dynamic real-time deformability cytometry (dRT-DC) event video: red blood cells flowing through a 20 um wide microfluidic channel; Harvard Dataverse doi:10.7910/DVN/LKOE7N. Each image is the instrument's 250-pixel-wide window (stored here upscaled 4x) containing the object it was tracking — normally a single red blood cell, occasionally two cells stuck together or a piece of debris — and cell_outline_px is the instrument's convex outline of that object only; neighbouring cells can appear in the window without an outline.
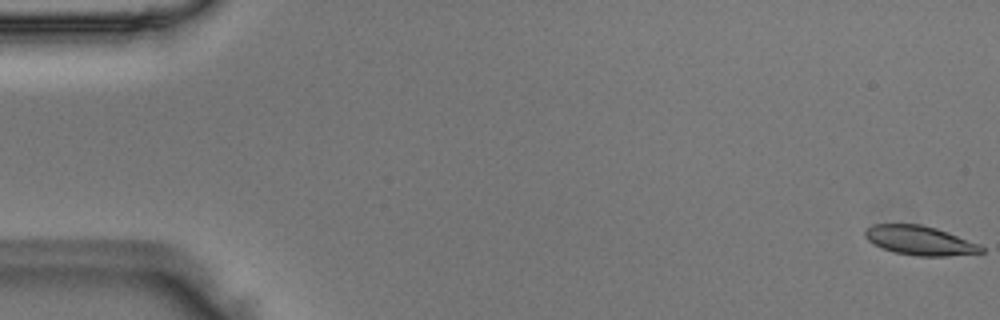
{"species": "Egyptian fruit bat (a non-hibernating species)", "species_latin": "Rousettus aegyptiacus", "temperature_condition": "room temperature", "stored_images_in_passage": 53, "camera_frame_rate_fps": 3000, "um_per_image_px": 0.085, "animal": {"sex": "male"}, "frame": {"image": 1, "passage_image": 1, "time_ms": 0.0, "image_size_px": [1000, 320], "cell_outline_px": [[984, 252], [948, 256], [916, 256], [892, 252], [872, 244], [864, 236], [864, 228], [872, 224], [920, 224], [936, 228], [980, 244], [984, 248]], "centroid_in_image_um": [78.14, 20.44], "position_along_channel_um": 6.9, "area_um2": 20.0}}
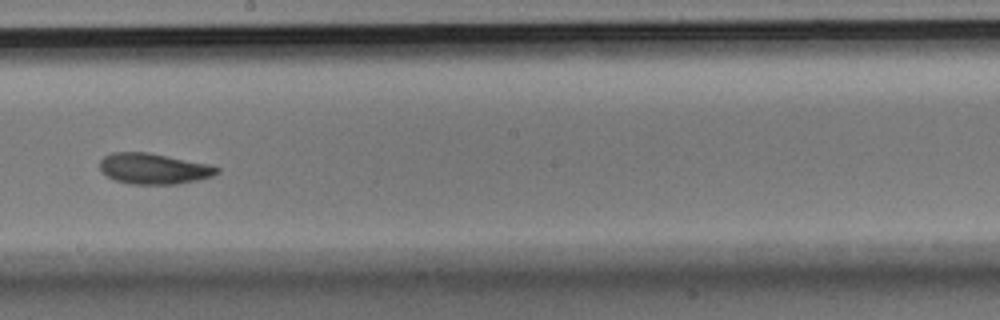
{"frame": {"image": 2, "passage_image": 30, "time_ms": 9.667, "image_size_px": [1000, 320], "cell_outline_px": [[220, 172], [212, 176], [196, 180], [176, 184], [128, 184], [116, 180], [108, 176], [100, 168], [100, 160], [104, 156], [112, 152], [148, 152], [208, 164], [220, 168]], "centroid_in_image_um": [13.06, 14.33], "position_along_channel_um": 235.1, "area_um2": 20.87}}
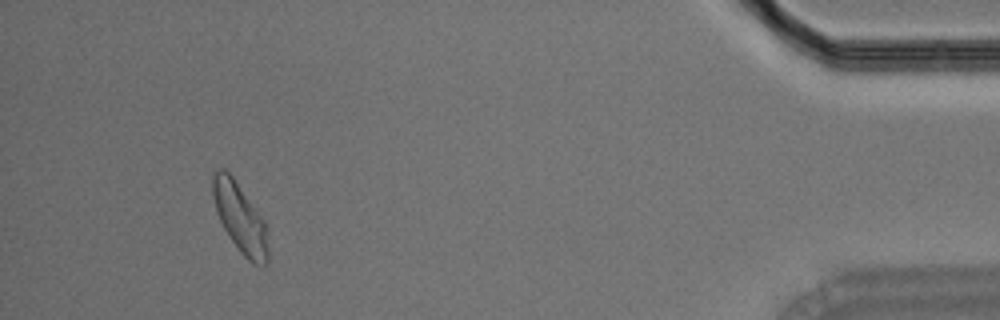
{"frame": {"image": 3, "passage_image": 49, "time_ms": 16.0, "image_size_px": [1000, 320], "cell_outline_px": [[268, 264], [264, 268], [252, 264], [240, 252], [224, 228], [216, 212], [212, 196], [212, 176], [216, 168], [224, 168], [232, 176], [264, 220], [268, 248]], "centroid_in_image_um": [20.39, 18.55], "position_along_channel_um": 414.8, "area_um2": 22.31}}